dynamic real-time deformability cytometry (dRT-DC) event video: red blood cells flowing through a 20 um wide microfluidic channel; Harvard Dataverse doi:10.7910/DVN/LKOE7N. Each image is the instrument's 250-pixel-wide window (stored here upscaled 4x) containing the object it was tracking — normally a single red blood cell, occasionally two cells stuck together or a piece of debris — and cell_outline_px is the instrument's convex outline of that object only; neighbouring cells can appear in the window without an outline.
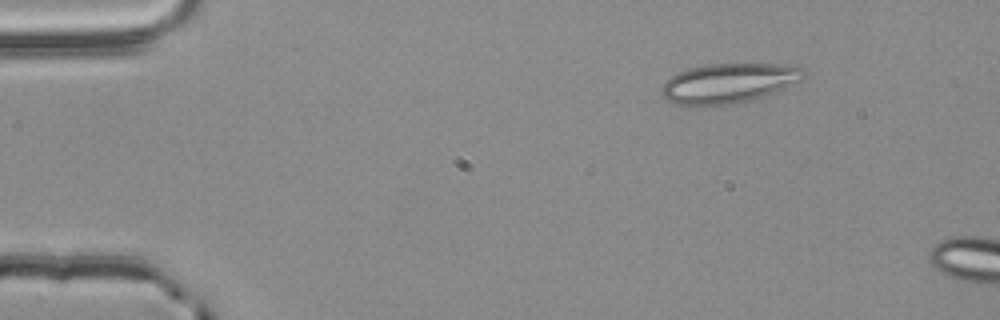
{"species": "common noctule bat (a hibernating species)", "species_latin": "Nyctalus noctula", "temperature_condition": "room temperature", "stored_images_in_passage": 5, "camera_frame_rate_fps": 3000, "um_per_image_px": 0.085, "animal": {"sex": "male", "body_mass_g": 20.4}, "frame": {"image": 1, "passage_image": 1, "time_ms": 0.0, "image_size_px": [1000, 320], "cell_outline_px": [[804, 76], [800, 80], [772, 92], [748, 100], [728, 104], [672, 104], [660, 92], [660, 88], [672, 76], [688, 68], [708, 64], [792, 64], [804, 68]], "centroid_in_image_um": [61.92, 7.03], "position_along_channel_um": 23.1, "area_um2": 32.08}}